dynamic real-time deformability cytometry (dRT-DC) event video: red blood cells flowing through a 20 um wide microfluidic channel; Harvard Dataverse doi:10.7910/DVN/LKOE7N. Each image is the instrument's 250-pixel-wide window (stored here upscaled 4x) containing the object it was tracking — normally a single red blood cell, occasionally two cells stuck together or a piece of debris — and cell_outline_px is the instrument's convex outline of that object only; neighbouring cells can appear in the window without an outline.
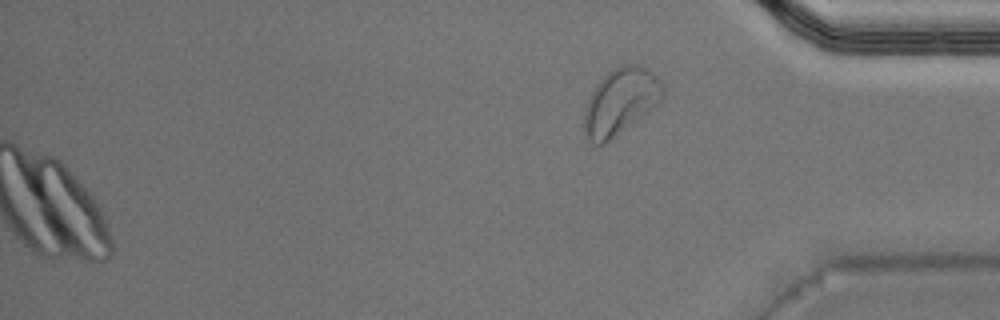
{"species": "Egyptian fruit bat (a non-hibernating species)", "species_latin": "Rousettus aegyptiacus", "temperature_condition": "warm", "stored_images_in_passage": 50, "camera_frame_rate_fps": 3000, "um_per_image_px": 0.085, "animal": {"sex": "male"}, "frame": {"image": 1, "passage_image": 50, "time_ms": 16.333, "image_size_px": [1000, 320], "cell_outline_px": [[664, 92], [660, 100], [644, 116], [600, 148], [592, 144], [588, 140], [584, 132], [584, 108], [592, 92], [600, 80], [612, 68], [620, 64], [640, 64], [648, 68], [664, 84]], "centroid_in_image_um": [52.73, 8.65], "position_along_channel_um": 382.5, "area_um2": 30.87}}